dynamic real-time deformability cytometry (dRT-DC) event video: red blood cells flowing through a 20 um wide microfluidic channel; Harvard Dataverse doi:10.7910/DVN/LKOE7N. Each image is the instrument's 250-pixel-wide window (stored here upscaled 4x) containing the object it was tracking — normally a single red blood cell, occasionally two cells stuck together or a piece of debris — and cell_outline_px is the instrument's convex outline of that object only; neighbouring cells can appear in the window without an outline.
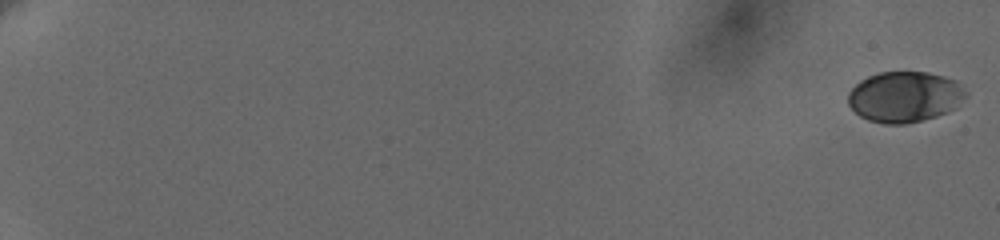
{"species": "human", "species_latin": "Homo sapiens", "temperature_condition": "cold", "stored_images_in_passage": 61, "camera_frame_rate_fps": 3000, "um_per_image_px": 0.085, "donor": {"sex": "female"}, "frame": {"image": 1, "passage_image": 1, "time_ms": 0.0, "image_size_px": [1000, 240], "cell_outline_px": [[968, 96], [956, 108], [948, 112], [936, 116], [904, 124], [884, 124], [868, 120], [860, 116], [848, 104], [848, 92], [860, 80], [868, 76], [880, 72], [928, 72], [944, 76], [956, 80], [968, 92]], "centroid_in_image_um": [76.93, 8.22], "position_along_channel_um": 8.1, "area_um2": 35.08}}
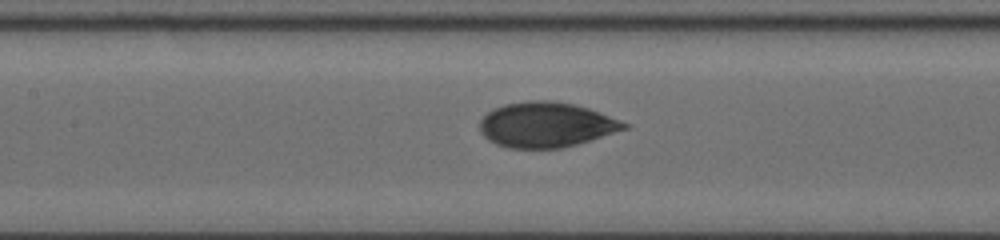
{"frame": {"image": 2, "passage_image": 33, "time_ms": 10.667, "image_size_px": [1000, 240], "cell_outline_px": [[632, 124], [628, 128], [576, 144], [560, 148], [508, 148], [496, 144], [488, 140], [480, 132], [480, 120], [488, 112], [504, 104], [528, 100], [548, 100], [572, 104], [588, 108]], "centroid_in_image_um": [46.41, 10.6], "position_along_channel_um": 161.0, "area_um2": 37.8}}
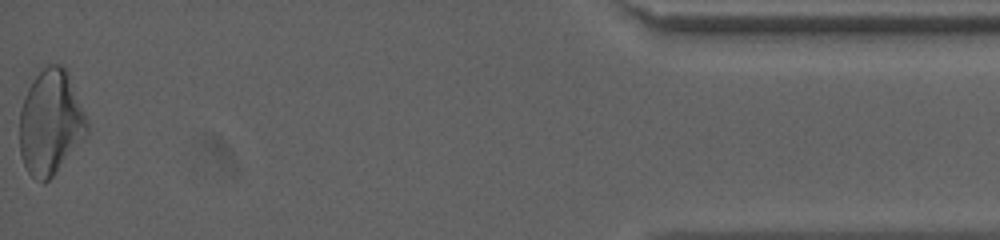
{"frame": {"image": 3, "passage_image": 61, "time_ms": 20.0, "image_size_px": [1000, 240], "cell_outline_px": [[88, 132], [52, 176], [44, 184], [32, 176], [28, 172], [20, 156], [20, 108], [24, 96], [32, 80], [48, 64], [60, 64], [68, 68], [88, 120]], "centroid_in_image_um": [4.3, 10.36], "position_along_channel_um": 430.9, "area_um2": 41.27}, "authors_computed_cell_mechanics": {"area_um2": 37.6856, "velocity_mm_per_s": 3.6365, "shape_relaxation_time_tau1_ms": 3.6436, "shape_relaxation_time_tau2_ms": 0.8663, "deformation_change_tau1": 0.1271, "deformation_change_tau2": 0.0511}}